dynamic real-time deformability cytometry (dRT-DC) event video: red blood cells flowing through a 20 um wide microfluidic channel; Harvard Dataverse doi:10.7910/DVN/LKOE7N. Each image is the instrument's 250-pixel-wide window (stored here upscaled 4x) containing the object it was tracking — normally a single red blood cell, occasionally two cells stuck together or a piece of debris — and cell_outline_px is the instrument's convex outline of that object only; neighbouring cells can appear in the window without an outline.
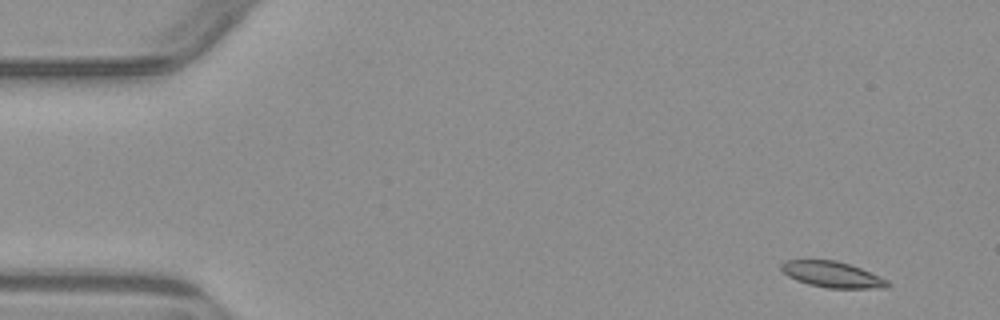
{"species": "common noctule bat (a hibernating species)", "species_latin": "Nyctalus noctula", "temperature_condition": "warm", "stored_images_in_passage": 4, "camera_frame_rate_fps": 3000, "um_per_image_px": 0.085, "animal": {"sex": "male", "body_mass_g": 23.1, "forearm_length_mm": 52.7}, "frame": {"image": 1, "passage_image": 1, "time_ms": 0.0, "image_size_px": [1000, 320], "cell_outline_px": [[892, 284], [884, 288], [828, 288], [808, 284], [796, 280], [788, 276], [780, 268], [780, 264], [784, 260], [836, 260], [860, 268], [888, 280]], "centroid_in_image_um": [70.72, 23.33], "position_along_channel_um": 14.3, "area_um2": 16.01}}
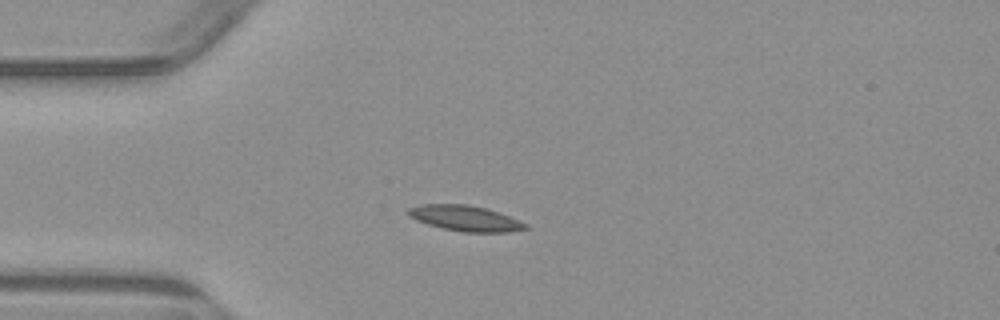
{"frame": {"image": 2, "passage_image": 4, "time_ms": 3.333, "image_size_px": [1000, 320], "cell_outline_px": [[528, 228], [508, 232], [464, 232], [444, 228], [428, 224], [416, 220], [408, 216], [408, 208], [420, 204], [468, 204], [488, 208], [520, 220], [528, 224]], "centroid_in_image_um": [39.56, 18.54], "position_along_channel_um": 45.4, "area_um2": 17.51}}